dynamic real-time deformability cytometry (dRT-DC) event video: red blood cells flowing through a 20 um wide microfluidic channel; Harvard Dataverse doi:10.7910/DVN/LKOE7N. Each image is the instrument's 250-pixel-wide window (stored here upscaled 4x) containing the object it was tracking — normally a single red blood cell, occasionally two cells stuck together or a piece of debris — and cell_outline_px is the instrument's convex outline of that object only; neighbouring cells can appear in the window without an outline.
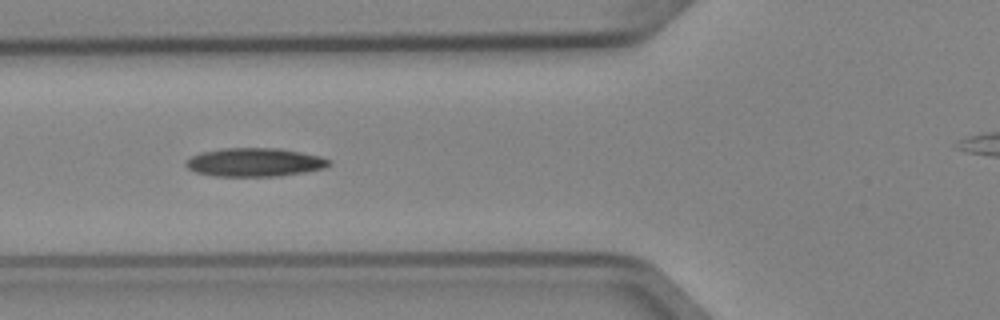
{"species": "Egyptian fruit bat (a non-hibernating species)", "species_latin": "Rousettus aegyptiacus", "temperature_condition": "cold", "stored_images_in_passage": 40, "camera_frame_rate_fps": 3000, "um_per_image_px": 0.085, "animal": {"sex": "female"}, "frame": {"image": 1, "passage_image": 12, "time_ms": 3.667, "image_size_px": [1000, 320], "cell_outline_px": [[332, 164], [324, 168], [304, 172], [276, 176], [216, 176], [196, 172], [188, 168], [184, 164], [192, 156], [200, 152], [224, 148], [280, 148], [320, 156], [332, 160]], "centroid_in_image_um": [21.67, 13.79], "position_along_channel_um": 104.1, "area_um2": 23.76}}